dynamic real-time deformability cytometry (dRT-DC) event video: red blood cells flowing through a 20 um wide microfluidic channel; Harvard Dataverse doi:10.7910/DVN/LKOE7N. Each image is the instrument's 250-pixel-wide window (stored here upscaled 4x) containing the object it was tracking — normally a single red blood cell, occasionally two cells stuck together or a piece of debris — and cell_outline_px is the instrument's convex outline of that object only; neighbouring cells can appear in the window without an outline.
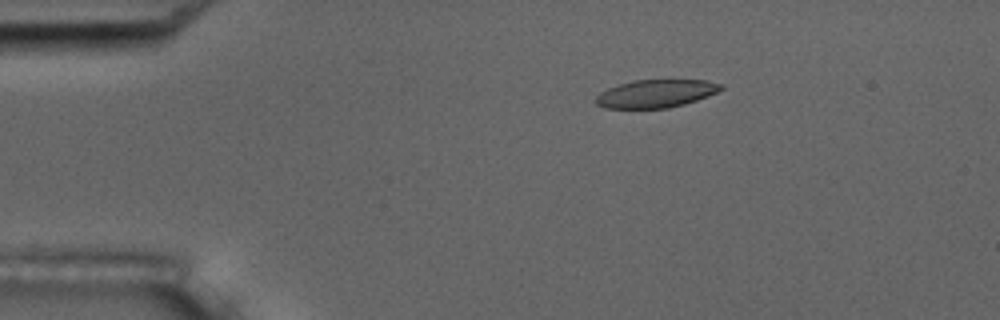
{"species": "common noctule bat (a hibernating species)", "species_latin": "Nyctalus noctula", "temperature_condition": "room temperature", "stored_images_in_passage": 4, "camera_frame_rate_fps": 3000, "um_per_image_px": 0.085, "animal": {"sex": "male", "body_mass_g": 17.5, "forearm_length_mm": 52.3}, "frame": {"image": 1, "passage_image": 3, "time_ms": 2.0, "image_size_px": [1000, 320], "cell_outline_px": [[724, 88], [708, 96], [684, 104], [668, 108], [604, 108], [596, 104], [592, 100], [600, 92], [608, 88], [620, 84], [636, 80], [704, 80], [724, 84]], "centroid_in_image_um": [55.73, 7.96], "position_along_channel_um": 29.3, "area_um2": 20.4}}